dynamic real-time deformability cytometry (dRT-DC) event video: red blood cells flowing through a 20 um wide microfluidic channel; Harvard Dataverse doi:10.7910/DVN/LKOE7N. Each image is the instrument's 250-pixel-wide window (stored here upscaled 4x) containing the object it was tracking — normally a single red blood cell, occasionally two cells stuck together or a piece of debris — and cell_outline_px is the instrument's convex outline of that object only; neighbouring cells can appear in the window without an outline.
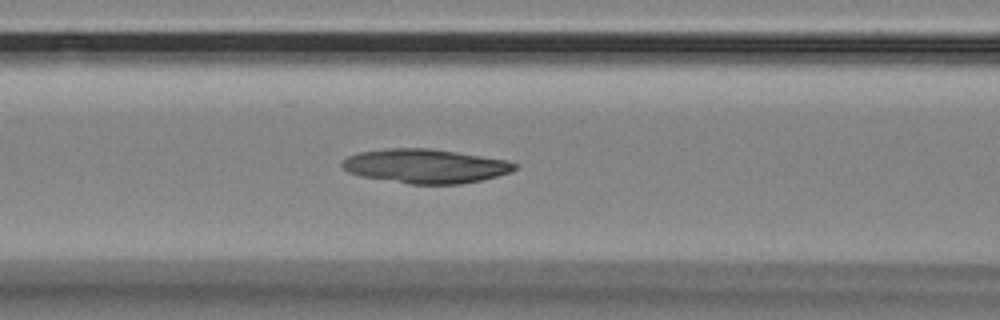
{"species": "Egyptian fruit bat (a non-hibernating species)", "species_latin": "Rousettus aegyptiacus", "temperature_condition": "room temperature", "stored_images_in_passage": 37, "camera_frame_rate_fps": 3000, "um_per_image_px": 0.085, "animal": {"sex": "female"}, "frame": {"image": 1, "passage_image": 10, "time_ms": 3.0, "image_size_px": [1000, 320], "cell_outline_px": [[516, 168], [512, 172], [484, 180], [460, 184], [408, 184], [360, 176], [348, 172], [340, 164], [348, 156], [360, 152], [388, 148], [428, 148], [456, 152], [504, 160], [516, 164]], "centroid_in_image_um": [36.14, 14.13], "position_along_channel_um": 130.5, "area_um2": 34.22}}
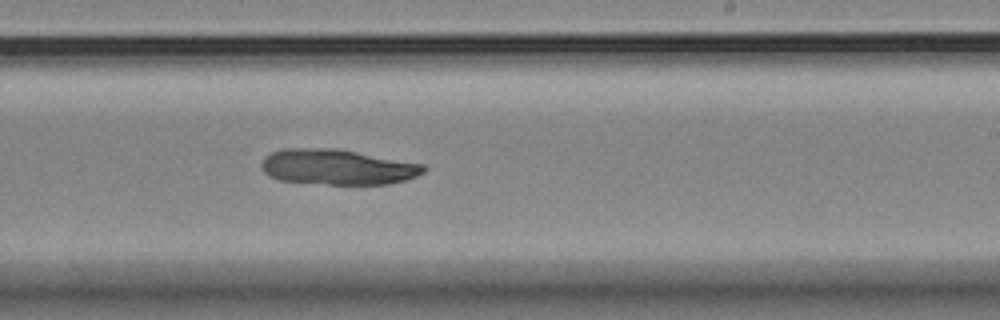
{"frame": {"image": 2, "passage_image": 21, "time_ms": 6.667, "image_size_px": [1000, 320], "cell_outline_px": [[428, 168], [424, 172], [416, 176], [404, 180], [388, 184], [328, 184], [280, 180], [268, 176], [264, 172], [260, 164], [264, 156], [280, 148], [336, 148], [424, 164]], "centroid_in_image_um": [28.65, 14.18], "position_along_channel_um": 260.3, "area_um2": 33.58}}
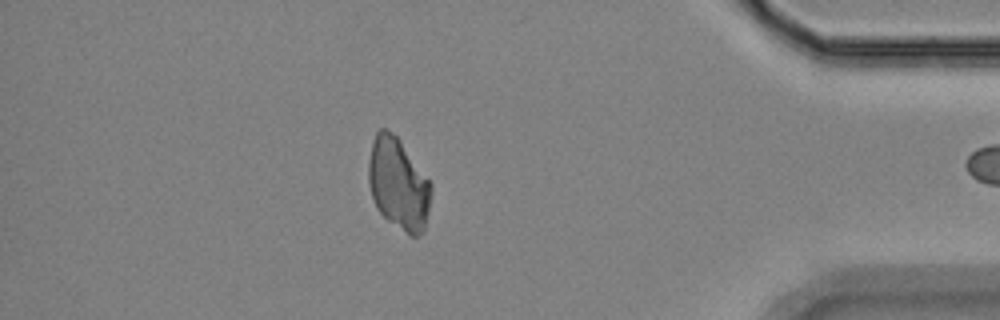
{"frame": {"image": 3, "passage_image": 36, "time_ms": 11.667, "image_size_px": [1000, 320], "cell_outline_px": [[432, 192], [428, 212], [424, 228], [420, 236], [412, 236], [388, 220], [376, 208], [372, 196], [368, 180], [368, 164], [372, 140], [376, 132], [380, 128], [384, 128], [392, 132], [400, 140], [432, 184]], "centroid_in_image_um": [33.85, 15.61], "position_along_channel_um": 401.3, "area_um2": 33.29}}